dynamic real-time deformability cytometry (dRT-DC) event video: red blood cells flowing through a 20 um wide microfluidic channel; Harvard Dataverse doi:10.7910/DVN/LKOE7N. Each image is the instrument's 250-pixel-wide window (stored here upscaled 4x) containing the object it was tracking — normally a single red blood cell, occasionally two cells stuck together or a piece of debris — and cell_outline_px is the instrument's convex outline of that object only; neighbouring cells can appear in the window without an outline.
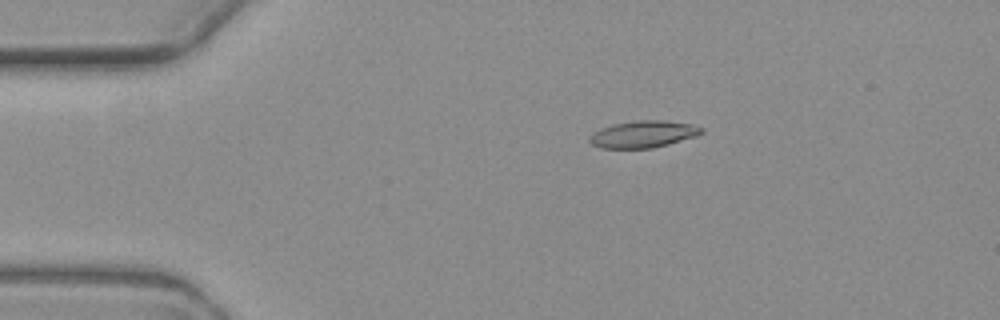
{"species": "common noctule bat (a hibernating species)", "species_latin": "Nyctalus noctula", "temperature_condition": "warm", "stored_images_in_passage": 3, "camera_frame_rate_fps": 3000, "um_per_image_px": 0.085, "animal": {"sex": "female", "body_mass_g": 19.3, "forearm_length_mm": 54.1}, "frame": {"image": 1, "passage_image": 1, "time_ms": 0.0, "image_size_px": [1000, 320], "cell_outline_px": [[704, 132], [696, 136], [668, 144], [652, 148], [600, 148], [592, 144], [588, 140], [588, 136], [600, 128], [612, 124], [636, 120], [664, 120], [692, 124], [704, 128]], "centroid_in_image_um": [54.66, 11.4], "position_along_channel_um": 30.3, "area_um2": 17.69}}